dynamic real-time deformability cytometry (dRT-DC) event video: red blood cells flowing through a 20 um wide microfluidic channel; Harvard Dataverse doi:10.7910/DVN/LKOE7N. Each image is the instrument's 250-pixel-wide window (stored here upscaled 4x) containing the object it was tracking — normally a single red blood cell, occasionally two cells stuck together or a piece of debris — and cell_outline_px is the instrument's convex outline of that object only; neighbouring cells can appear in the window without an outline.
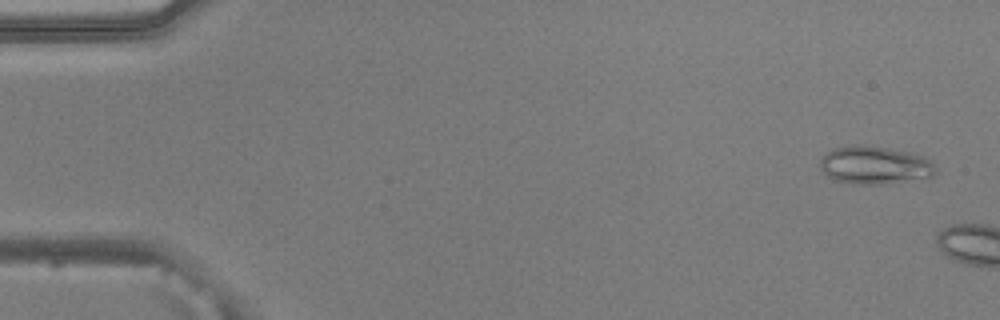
{"species": "common noctule bat (a hibernating species)", "species_latin": "Nyctalus noctula", "temperature_condition": "warm", "stored_images_in_passage": 7, "camera_frame_rate_fps": 3000, "um_per_image_px": 0.085, "animal": {"sex": "male", "body_mass_g": 20.5, "forearm_length_mm": 52.5}, "frame": {"image": 1, "passage_image": 3, "time_ms": 0.667, "image_size_px": [1000, 320], "cell_outline_px": [[936, 176], [928, 180], [880, 184], [856, 184], [836, 180], [828, 176], [820, 168], [820, 160], [832, 148], [856, 144], [864, 144], [888, 148], [908, 152], [924, 156], [936, 168]], "centroid_in_image_um": [74.42, 14.05], "position_along_channel_um": 10.6, "area_um2": 26.01}}